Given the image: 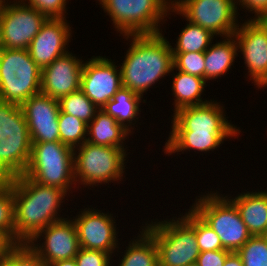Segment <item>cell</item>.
Segmentation results:
<instances>
[{"mask_svg":"<svg viewBox=\"0 0 267 266\" xmlns=\"http://www.w3.org/2000/svg\"><path fill=\"white\" fill-rule=\"evenodd\" d=\"M223 108L218 102L210 100L176 111L163 151L168 155L190 149L207 152L219 147L224 139L237 136L239 128L225 118Z\"/></svg>","mask_w":267,"mask_h":266,"instance_id":"6da1fadb","label":"cell"},{"mask_svg":"<svg viewBox=\"0 0 267 266\" xmlns=\"http://www.w3.org/2000/svg\"><path fill=\"white\" fill-rule=\"evenodd\" d=\"M15 245L27 244L48 225L63 220L57 214L67 192L39 184L25 175L12 177Z\"/></svg>","mask_w":267,"mask_h":266,"instance_id":"7a4b0ae2","label":"cell"},{"mask_svg":"<svg viewBox=\"0 0 267 266\" xmlns=\"http://www.w3.org/2000/svg\"><path fill=\"white\" fill-rule=\"evenodd\" d=\"M133 38L120 65L122 87L143 96L152 84L174 71L172 46L161 33L125 35Z\"/></svg>","mask_w":267,"mask_h":266,"instance_id":"3957f363","label":"cell"},{"mask_svg":"<svg viewBox=\"0 0 267 266\" xmlns=\"http://www.w3.org/2000/svg\"><path fill=\"white\" fill-rule=\"evenodd\" d=\"M177 219L152 221L143 227L155 241L159 266H187L196 263L199 256L195 211L191 208L188 214Z\"/></svg>","mask_w":267,"mask_h":266,"instance_id":"277c9868","label":"cell"},{"mask_svg":"<svg viewBox=\"0 0 267 266\" xmlns=\"http://www.w3.org/2000/svg\"><path fill=\"white\" fill-rule=\"evenodd\" d=\"M31 148L29 128L20 105L0 101V180L24 174Z\"/></svg>","mask_w":267,"mask_h":266,"instance_id":"5b68a950","label":"cell"},{"mask_svg":"<svg viewBox=\"0 0 267 266\" xmlns=\"http://www.w3.org/2000/svg\"><path fill=\"white\" fill-rule=\"evenodd\" d=\"M41 92V68L27 49L0 50V101L21 105Z\"/></svg>","mask_w":267,"mask_h":266,"instance_id":"8992f818","label":"cell"},{"mask_svg":"<svg viewBox=\"0 0 267 266\" xmlns=\"http://www.w3.org/2000/svg\"><path fill=\"white\" fill-rule=\"evenodd\" d=\"M74 149L62 142L32 143L30 159L23 175L35 182L66 192L75 184Z\"/></svg>","mask_w":267,"mask_h":266,"instance_id":"52a82bcc","label":"cell"},{"mask_svg":"<svg viewBox=\"0 0 267 266\" xmlns=\"http://www.w3.org/2000/svg\"><path fill=\"white\" fill-rule=\"evenodd\" d=\"M229 198L210 192L197 199L192 209L219 236L225 250L237 252L252 235Z\"/></svg>","mask_w":267,"mask_h":266,"instance_id":"ba28073f","label":"cell"},{"mask_svg":"<svg viewBox=\"0 0 267 266\" xmlns=\"http://www.w3.org/2000/svg\"><path fill=\"white\" fill-rule=\"evenodd\" d=\"M118 32L125 35L161 33L160 22L170 14L171 0H98ZM159 25V27H158Z\"/></svg>","mask_w":267,"mask_h":266,"instance_id":"9c48e42d","label":"cell"},{"mask_svg":"<svg viewBox=\"0 0 267 266\" xmlns=\"http://www.w3.org/2000/svg\"><path fill=\"white\" fill-rule=\"evenodd\" d=\"M77 150L78 152L75 149L73 152L75 185L77 181L85 187L121 181L125 172V149L94 145L85 141Z\"/></svg>","mask_w":267,"mask_h":266,"instance_id":"30bf717a","label":"cell"},{"mask_svg":"<svg viewBox=\"0 0 267 266\" xmlns=\"http://www.w3.org/2000/svg\"><path fill=\"white\" fill-rule=\"evenodd\" d=\"M170 10L211 31L227 37L238 28L237 8L234 0H173ZM171 3V4H170Z\"/></svg>","mask_w":267,"mask_h":266,"instance_id":"8fae6325","label":"cell"},{"mask_svg":"<svg viewBox=\"0 0 267 266\" xmlns=\"http://www.w3.org/2000/svg\"><path fill=\"white\" fill-rule=\"evenodd\" d=\"M6 1L0 8L2 48L28 49L48 18L21 0H16L13 4Z\"/></svg>","mask_w":267,"mask_h":266,"instance_id":"7c38bea8","label":"cell"},{"mask_svg":"<svg viewBox=\"0 0 267 266\" xmlns=\"http://www.w3.org/2000/svg\"><path fill=\"white\" fill-rule=\"evenodd\" d=\"M233 35L249 76L258 87L267 77V24L262 19H248Z\"/></svg>","mask_w":267,"mask_h":266,"instance_id":"4fadbf2b","label":"cell"},{"mask_svg":"<svg viewBox=\"0 0 267 266\" xmlns=\"http://www.w3.org/2000/svg\"><path fill=\"white\" fill-rule=\"evenodd\" d=\"M93 57L83 64L80 89L102 109L122 87L121 70L108 58Z\"/></svg>","mask_w":267,"mask_h":266,"instance_id":"5bb4252c","label":"cell"},{"mask_svg":"<svg viewBox=\"0 0 267 266\" xmlns=\"http://www.w3.org/2000/svg\"><path fill=\"white\" fill-rule=\"evenodd\" d=\"M41 236L45 237H43L45 241L42 246L34 244ZM27 245L39 256L45 266L52 262L73 259L80 249L74 221L67 220V218L52 223L39 231Z\"/></svg>","mask_w":267,"mask_h":266,"instance_id":"9a60e30c","label":"cell"},{"mask_svg":"<svg viewBox=\"0 0 267 266\" xmlns=\"http://www.w3.org/2000/svg\"><path fill=\"white\" fill-rule=\"evenodd\" d=\"M27 122L32 143L60 142L59 103L46 94L33 95L20 105Z\"/></svg>","mask_w":267,"mask_h":266,"instance_id":"2e32d148","label":"cell"},{"mask_svg":"<svg viewBox=\"0 0 267 266\" xmlns=\"http://www.w3.org/2000/svg\"><path fill=\"white\" fill-rule=\"evenodd\" d=\"M86 209L73 219L80 248L107 252L112 255L115 248H118L116 225H114L112 216L94 208L93 210L92 208Z\"/></svg>","mask_w":267,"mask_h":266,"instance_id":"e0dca14e","label":"cell"},{"mask_svg":"<svg viewBox=\"0 0 267 266\" xmlns=\"http://www.w3.org/2000/svg\"><path fill=\"white\" fill-rule=\"evenodd\" d=\"M83 64V60L70 52L56 58L50 65L41 69V93L59 100L79 90Z\"/></svg>","mask_w":267,"mask_h":266,"instance_id":"ac0fdd59","label":"cell"},{"mask_svg":"<svg viewBox=\"0 0 267 266\" xmlns=\"http://www.w3.org/2000/svg\"><path fill=\"white\" fill-rule=\"evenodd\" d=\"M70 28L65 18H48L32 39L27 50L41 69L68 52L65 47L70 40Z\"/></svg>","mask_w":267,"mask_h":266,"instance_id":"d6986e66","label":"cell"},{"mask_svg":"<svg viewBox=\"0 0 267 266\" xmlns=\"http://www.w3.org/2000/svg\"><path fill=\"white\" fill-rule=\"evenodd\" d=\"M252 236H261L267 230V191L247 192L230 199Z\"/></svg>","mask_w":267,"mask_h":266,"instance_id":"ffe728a7","label":"cell"},{"mask_svg":"<svg viewBox=\"0 0 267 266\" xmlns=\"http://www.w3.org/2000/svg\"><path fill=\"white\" fill-rule=\"evenodd\" d=\"M129 133L116 119L98 109L95 117L88 123L87 135L91 136L86 141L94 145L125 149L123 141Z\"/></svg>","mask_w":267,"mask_h":266,"instance_id":"44dd1931","label":"cell"},{"mask_svg":"<svg viewBox=\"0 0 267 266\" xmlns=\"http://www.w3.org/2000/svg\"><path fill=\"white\" fill-rule=\"evenodd\" d=\"M222 42H217L204 52L205 59V80H213L221 77L233 65L238 55V45L234 35L224 37Z\"/></svg>","mask_w":267,"mask_h":266,"instance_id":"7402d4cb","label":"cell"},{"mask_svg":"<svg viewBox=\"0 0 267 266\" xmlns=\"http://www.w3.org/2000/svg\"><path fill=\"white\" fill-rule=\"evenodd\" d=\"M173 77L172 92L174 97H176L174 99V112L181 108L202 105L210 102L201 99V94L206 85V80L204 78L190 75L179 70Z\"/></svg>","mask_w":267,"mask_h":266,"instance_id":"603a6c76","label":"cell"},{"mask_svg":"<svg viewBox=\"0 0 267 266\" xmlns=\"http://www.w3.org/2000/svg\"><path fill=\"white\" fill-rule=\"evenodd\" d=\"M141 98L142 96L135 94L128 88L121 87L102 110L131 133V123L138 116Z\"/></svg>","mask_w":267,"mask_h":266,"instance_id":"cb8c5ba5","label":"cell"},{"mask_svg":"<svg viewBox=\"0 0 267 266\" xmlns=\"http://www.w3.org/2000/svg\"><path fill=\"white\" fill-rule=\"evenodd\" d=\"M141 235L130 241L118 266H159L154 239L142 228Z\"/></svg>","mask_w":267,"mask_h":266,"instance_id":"d4e9b609","label":"cell"},{"mask_svg":"<svg viewBox=\"0 0 267 266\" xmlns=\"http://www.w3.org/2000/svg\"><path fill=\"white\" fill-rule=\"evenodd\" d=\"M213 37L211 31L189 21L177 38L176 47H172V53L205 52Z\"/></svg>","mask_w":267,"mask_h":266,"instance_id":"484cf974","label":"cell"},{"mask_svg":"<svg viewBox=\"0 0 267 266\" xmlns=\"http://www.w3.org/2000/svg\"><path fill=\"white\" fill-rule=\"evenodd\" d=\"M0 234L15 245V212L12 178L0 180Z\"/></svg>","mask_w":267,"mask_h":266,"instance_id":"4316f807","label":"cell"},{"mask_svg":"<svg viewBox=\"0 0 267 266\" xmlns=\"http://www.w3.org/2000/svg\"><path fill=\"white\" fill-rule=\"evenodd\" d=\"M60 111L89 123L98 111L96 105L79 89L58 100Z\"/></svg>","mask_w":267,"mask_h":266,"instance_id":"83f0119b","label":"cell"},{"mask_svg":"<svg viewBox=\"0 0 267 266\" xmlns=\"http://www.w3.org/2000/svg\"><path fill=\"white\" fill-rule=\"evenodd\" d=\"M60 142L76 149L87 140L88 124L70 114L59 112Z\"/></svg>","mask_w":267,"mask_h":266,"instance_id":"f1b7e54d","label":"cell"},{"mask_svg":"<svg viewBox=\"0 0 267 266\" xmlns=\"http://www.w3.org/2000/svg\"><path fill=\"white\" fill-rule=\"evenodd\" d=\"M244 266H267V239L251 236L237 251Z\"/></svg>","mask_w":267,"mask_h":266,"instance_id":"f546056e","label":"cell"},{"mask_svg":"<svg viewBox=\"0 0 267 266\" xmlns=\"http://www.w3.org/2000/svg\"><path fill=\"white\" fill-rule=\"evenodd\" d=\"M0 266H45V263L27 244H18L6 252Z\"/></svg>","mask_w":267,"mask_h":266,"instance_id":"4dcf8cb0","label":"cell"},{"mask_svg":"<svg viewBox=\"0 0 267 266\" xmlns=\"http://www.w3.org/2000/svg\"><path fill=\"white\" fill-rule=\"evenodd\" d=\"M174 69L205 79L204 52L173 53Z\"/></svg>","mask_w":267,"mask_h":266,"instance_id":"1f68e13d","label":"cell"},{"mask_svg":"<svg viewBox=\"0 0 267 266\" xmlns=\"http://www.w3.org/2000/svg\"><path fill=\"white\" fill-rule=\"evenodd\" d=\"M195 235L200 252L225 250L219 236L196 213Z\"/></svg>","mask_w":267,"mask_h":266,"instance_id":"d6a6232c","label":"cell"},{"mask_svg":"<svg viewBox=\"0 0 267 266\" xmlns=\"http://www.w3.org/2000/svg\"><path fill=\"white\" fill-rule=\"evenodd\" d=\"M21 1L26 2V0ZM66 2V0H29L25 5L37 9L47 18H65Z\"/></svg>","mask_w":267,"mask_h":266,"instance_id":"836d02e7","label":"cell"},{"mask_svg":"<svg viewBox=\"0 0 267 266\" xmlns=\"http://www.w3.org/2000/svg\"><path fill=\"white\" fill-rule=\"evenodd\" d=\"M75 260L77 266H109L111 255L107 252L80 248Z\"/></svg>","mask_w":267,"mask_h":266,"instance_id":"e575fe53","label":"cell"},{"mask_svg":"<svg viewBox=\"0 0 267 266\" xmlns=\"http://www.w3.org/2000/svg\"><path fill=\"white\" fill-rule=\"evenodd\" d=\"M229 253L228 250L200 252L196 264L197 266H223Z\"/></svg>","mask_w":267,"mask_h":266,"instance_id":"d590c367","label":"cell"},{"mask_svg":"<svg viewBox=\"0 0 267 266\" xmlns=\"http://www.w3.org/2000/svg\"><path fill=\"white\" fill-rule=\"evenodd\" d=\"M239 5L246 7L249 12L253 11L256 16L253 19H264L267 16V0H237ZM234 0L235 6L237 8L238 2Z\"/></svg>","mask_w":267,"mask_h":266,"instance_id":"8d00e7d4","label":"cell"},{"mask_svg":"<svg viewBox=\"0 0 267 266\" xmlns=\"http://www.w3.org/2000/svg\"><path fill=\"white\" fill-rule=\"evenodd\" d=\"M223 266H244V265L237 252H230L226 257Z\"/></svg>","mask_w":267,"mask_h":266,"instance_id":"74e56055","label":"cell"},{"mask_svg":"<svg viewBox=\"0 0 267 266\" xmlns=\"http://www.w3.org/2000/svg\"><path fill=\"white\" fill-rule=\"evenodd\" d=\"M13 245L2 235L0 234V262L4 258L6 252L12 247Z\"/></svg>","mask_w":267,"mask_h":266,"instance_id":"f35d334b","label":"cell"},{"mask_svg":"<svg viewBox=\"0 0 267 266\" xmlns=\"http://www.w3.org/2000/svg\"><path fill=\"white\" fill-rule=\"evenodd\" d=\"M46 266H77V263H76L75 258H73V259L52 262V263L47 264Z\"/></svg>","mask_w":267,"mask_h":266,"instance_id":"ab89813d","label":"cell"},{"mask_svg":"<svg viewBox=\"0 0 267 266\" xmlns=\"http://www.w3.org/2000/svg\"><path fill=\"white\" fill-rule=\"evenodd\" d=\"M2 49V26H1V20H0V50Z\"/></svg>","mask_w":267,"mask_h":266,"instance_id":"60d3db41","label":"cell"},{"mask_svg":"<svg viewBox=\"0 0 267 266\" xmlns=\"http://www.w3.org/2000/svg\"><path fill=\"white\" fill-rule=\"evenodd\" d=\"M267 86V77L264 79V81L258 86V88L260 87H266Z\"/></svg>","mask_w":267,"mask_h":266,"instance_id":"b9f144b4","label":"cell"},{"mask_svg":"<svg viewBox=\"0 0 267 266\" xmlns=\"http://www.w3.org/2000/svg\"><path fill=\"white\" fill-rule=\"evenodd\" d=\"M5 0H0V8L2 7V4Z\"/></svg>","mask_w":267,"mask_h":266,"instance_id":"7bdbcfd3","label":"cell"},{"mask_svg":"<svg viewBox=\"0 0 267 266\" xmlns=\"http://www.w3.org/2000/svg\"><path fill=\"white\" fill-rule=\"evenodd\" d=\"M187 266H197V264L196 263H193V264H189Z\"/></svg>","mask_w":267,"mask_h":266,"instance_id":"ee69618b","label":"cell"},{"mask_svg":"<svg viewBox=\"0 0 267 266\" xmlns=\"http://www.w3.org/2000/svg\"><path fill=\"white\" fill-rule=\"evenodd\" d=\"M265 21V23L267 24V16L263 19Z\"/></svg>","mask_w":267,"mask_h":266,"instance_id":"f6af8a7d","label":"cell"},{"mask_svg":"<svg viewBox=\"0 0 267 266\" xmlns=\"http://www.w3.org/2000/svg\"><path fill=\"white\" fill-rule=\"evenodd\" d=\"M263 236L267 239V230H266V233Z\"/></svg>","mask_w":267,"mask_h":266,"instance_id":"bcb514c9","label":"cell"}]
</instances>
